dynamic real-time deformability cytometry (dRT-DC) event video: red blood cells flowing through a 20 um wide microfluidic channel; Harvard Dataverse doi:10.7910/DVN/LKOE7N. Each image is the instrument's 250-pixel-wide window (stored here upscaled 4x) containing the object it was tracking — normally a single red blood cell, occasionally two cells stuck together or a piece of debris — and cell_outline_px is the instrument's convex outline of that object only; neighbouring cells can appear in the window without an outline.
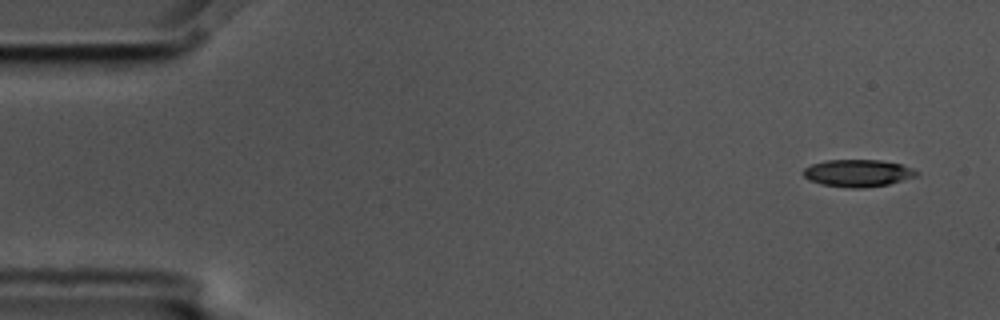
{"species": "common noctule bat (a hibernating species)", "species_latin": "Nyctalus noctula", "temperature_condition": "cold", "stored_images_in_passage": 7, "camera_frame_rate_fps": 3000, "um_per_image_px": 0.085, "animal": {"sex": "male", "body_mass_g": 17.5, "forearm_length_mm": 52.3}, "frame": {"image": 1, "passage_image": 1, "time_ms": 0.0, "image_size_px": [1000, 320], "cell_outline_px": [[920, 172], [916, 176], [888, 184], [860, 188], [852, 188], [820, 184], [808, 180], [804, 176], [804, 168], [812, 164], [828, 160], [880, 160], [900, 164], [912, 168]], "centroid_in_image_um": [72.91, 14.71], "position_along_channel_um": 12.1, "area_um2": 17.8}}
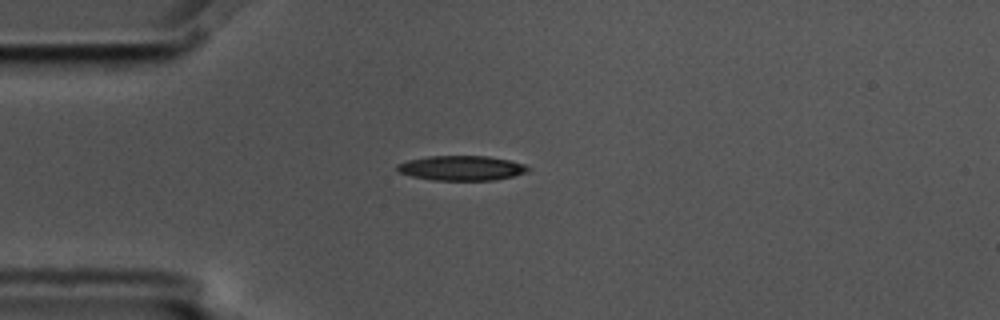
{"frame": {"image": 2, "passage_image": 4, "time_ms": 1.0, "image_size_px": [1000, 320], "cell_outline_px": [[532, 168], [528, 172], [496, 180], [432, 180], [412, 176], [396, 172], [396, 164], [408, 160], [428, 156], [488, 156], [508, 160], [524, 164]], "centroid_in_image_um": [39.21, 14.28], "position_along_channel_um": 45.8, "area_um2": 19.02}}